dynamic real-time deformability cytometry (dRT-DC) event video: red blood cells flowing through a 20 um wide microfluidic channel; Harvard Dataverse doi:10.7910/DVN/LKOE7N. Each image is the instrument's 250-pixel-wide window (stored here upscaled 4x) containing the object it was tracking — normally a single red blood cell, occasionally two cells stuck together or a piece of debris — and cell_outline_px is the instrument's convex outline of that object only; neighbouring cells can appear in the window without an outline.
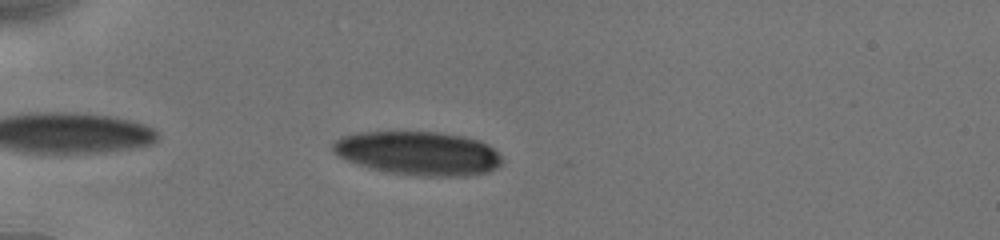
{"species": "human", "species_latin": "Homo sapiens", "temperature_condition": "cold", "stored_images_in_passage": 6, "camera_frame_rate_fps": 3000, "um_per_image_px": 0.085, "donor": {"sex": "male"}, "frame": {"image": 1, "passage_image": 2, "time_ms": 1.0, "image_size_px": [1000, 240], "cell_outline_px": [[504, 160], [496, 168], [488, 172], [464, 176], [424, 176], [388, 172], [368, 168], [348, 160], [340, 156], [332, 148], [332, 144], [336, 140], [344, 136], [360, 132], [436, 132], [464, 136], [480, 140], [488, 144]], "centroid_in_image_um": [35.59, 13.03], "position_along_channel_um": 49.4, "area_um2": 42.89}}
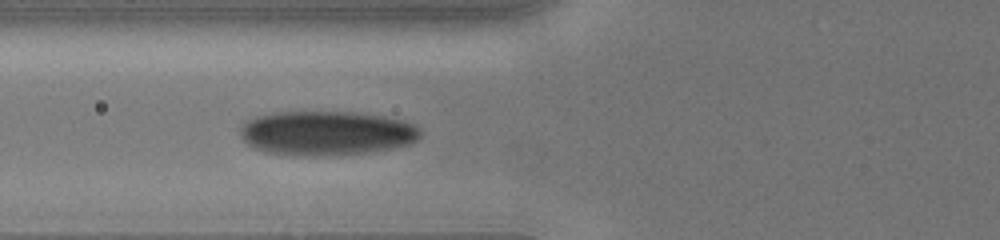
{"frame": {"image": 2, "passage_image": 6, "time_ms": 3.0, "image_size_px": [1000, 240], "cell_outline_px": [[420, 136], [416, 140], [408, 144], [392, 148], [372, 152], [316, 156], [292, 156], [264, 152], [252, 148], [240, 136], [240, 128], [244, 120], [256, 116], [272, 112], [352, 112], [384, 116], [404, 120], [420, 128]], "centroid_in_image_um": [27.69, 11.32], "position_along_channel_um": 98.1, "area_um2": 47.11}}